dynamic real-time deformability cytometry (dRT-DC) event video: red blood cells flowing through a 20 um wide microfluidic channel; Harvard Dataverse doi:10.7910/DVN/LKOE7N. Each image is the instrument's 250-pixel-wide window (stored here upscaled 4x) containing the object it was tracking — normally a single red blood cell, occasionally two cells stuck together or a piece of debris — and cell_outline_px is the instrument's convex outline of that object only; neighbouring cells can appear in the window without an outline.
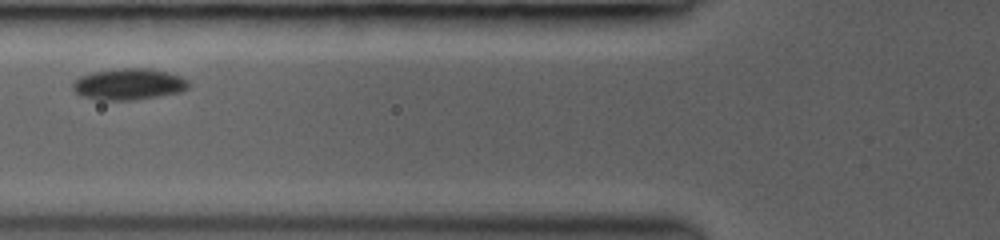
{"species": "common noctule bat (a hibernating species)", "species_latin": "Nyctalus noctula", "temperature_condition": "room temperature", "stored_images_in_passage": 8, "camera_frame_rate_fps": 3000, "um_per_image_px": 0.085, "animal": {"sex": "female", "body_mass_g": 19.0, "forearm_length_mm": 53.3}, "frame": {"image": 1, "passage_image": 3, "time_ms": 1.667, "image_size_px": [1000, 240], "cell_outline_px": [[188, 88], [180, 92], [132, 100], [100, 100], [80, 96], [72, 88], [72, 84], [80, 76], [92, 72], [120, 68], [148, 68], [180, 76], [188, 80]], "centroid_in_image_um": [10.9, 7.15], "position_along_channel_um": 114.9, "area_um2": 20.98}}
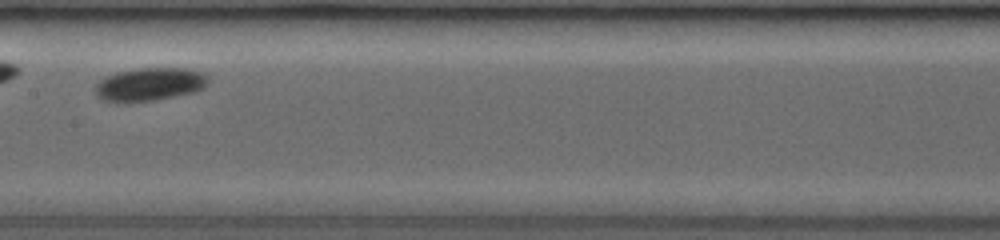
{"frame": {"image": 2, "passage_image": 6, "time_ms": 3.667, "image_size_px": [1000, 240], "cell_outline_px": [[208, 84], [204, 88], [196, 92], [152, 100], [104, 100], [96, 96], [96, 84], [104, 76], [116, 72], [140, 68], [184, 68], [204, 72], [208, 76]], "centroid_in_image_um": [12.78, 7.13], "position_along_channel_um": 194.6, "area_um2": 21.5}}
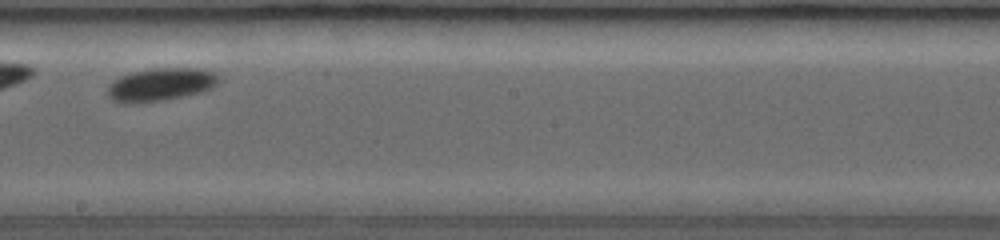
{"frame": {"image": 3, "passage_image": 7, "time_ms": 4.667, "image_size_px": [1000, 240], "cell_outline_px": [[220, 80], [212, 88], [200, 92], [160, 100], [136, 104], [124, 104], [112, 100], [108, 96], [108, 88], [120, 76], [132, 72], [152, 68], [204, 68], [216, 72]], "centroid_in_image_um": [13.68, 7.18], "position_along_channel_um": 234.5, "area_um2": 21.33}}